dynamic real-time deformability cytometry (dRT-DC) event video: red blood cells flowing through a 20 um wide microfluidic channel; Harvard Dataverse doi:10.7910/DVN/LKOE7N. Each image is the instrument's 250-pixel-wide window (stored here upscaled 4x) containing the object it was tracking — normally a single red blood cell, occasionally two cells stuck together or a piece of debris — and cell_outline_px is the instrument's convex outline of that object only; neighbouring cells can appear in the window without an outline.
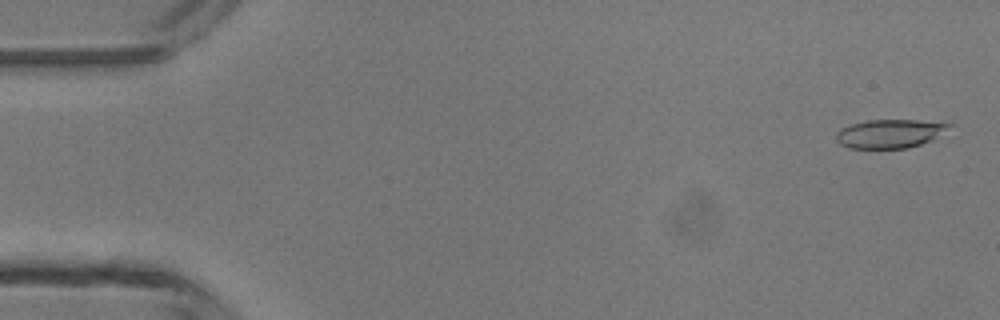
{"species": "common noctule bat (a hibernating species)", "species_latin": "Nyctalus noctula", "temperature_condition": "room temperature", "stored_images_in_passage": 3, "camera_frame_rate_fps": 3000, "um_per_image_px": 0.085, "animal": {"sex": "male", "body_mass_g": 13.3}, "frame": {"image": 1, "passage_image": 1, "time_ms": 0.0, "image_size_px": [1000, 320], "cell_outline_px": [[956, 124], [932, 140], [908, 148], [848, 148], [840, 144], [836, 140], [836, 132], [840, 128], [852, 124], [868, 120], [916, 120]], "centroid_in_image_um": [75.63, 11.36], "position_along_channel_um": 9.4, "area_um2": 18.9}}